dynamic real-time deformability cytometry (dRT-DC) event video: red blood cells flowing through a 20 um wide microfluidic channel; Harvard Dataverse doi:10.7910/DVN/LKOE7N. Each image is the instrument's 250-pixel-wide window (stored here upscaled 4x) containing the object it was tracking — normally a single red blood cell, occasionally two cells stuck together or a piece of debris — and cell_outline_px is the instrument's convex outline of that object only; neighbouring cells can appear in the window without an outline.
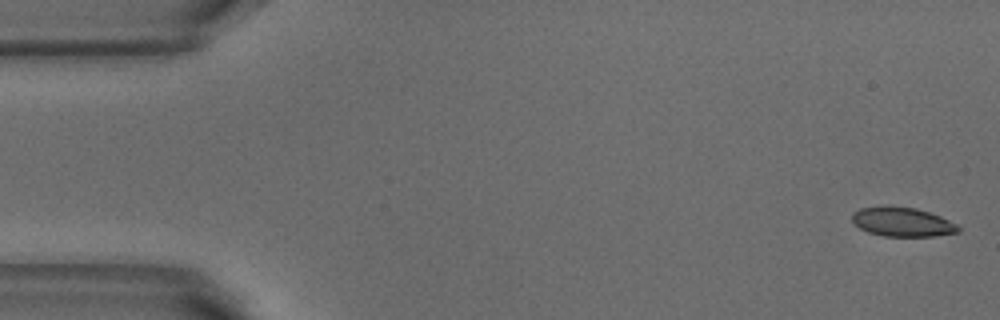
{"species": "common noctule bat (a hibernating species)", "species_latin": "Nyctalus noctula", "temperature_condition": "warm", "stored_images_in_passage": 6, "camera_frame_rate_fps": 3000, "um_per_image_px": 0.085, "animal": {"sex": "male", "body_mass_g": 18.8}, "frame": {"image": 1, "passage_image": 1, "time_ms": 0.0, "image_size_px": [1000, 320], "cell_outline_px": [[960, 232], [932, 236], [884, 236], [868, 232], [852, 224], [852, 212], [860, 208], [880, 204], [916, 208], [940, 216], [956, 224], [960, 228]], "centroid_in_image_um": [76.63, 18.84], "position_along_channel_um": 8.4, "area_um2": 18.38}}
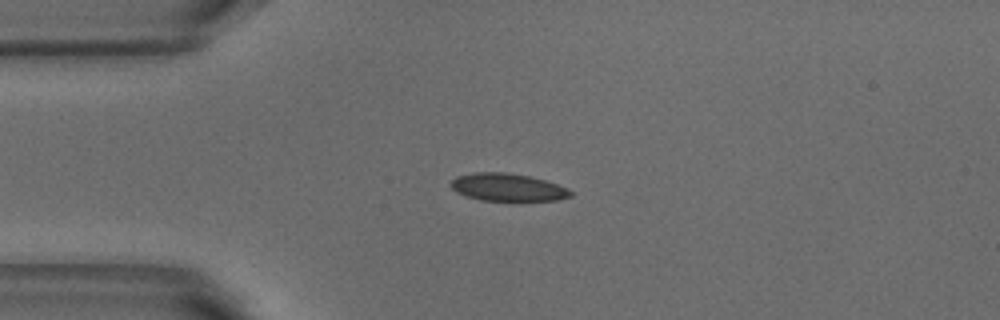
{"frame": {"image": 2, "passage_image": 4, "time_ms": 1.0, "image_size_px": [1000, 320], "cell_outline_px": [[572, 196], [556, 200], [480, 200], [456, 192], [448, 184], [456, 176], [472, 172], [504, 172], [528, 176], [544, 180], [568, 188], [572, 192]], "centroid_in_image_um": [43.11, 15.91], "position_along_channel_um": 41.9, "area_um2": 19.13}}
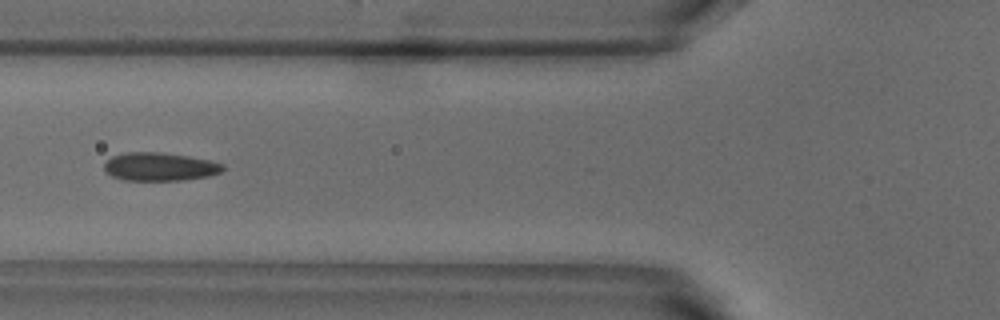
{"frame": {"image": 3, "passage_image": 6, "time_ms": 1.667, "image_size_px": [1000, 320], "cell_outline_px": [[224, 168], [220, 172], [208, 176], [184, 180], [124, 180], [112, 176], [104, 172], [104, 164], [112, 156], [128, 152], [156, 152], [188, 156], [208, 160], [224, 164]], "centroid_in_image_um": [13.55, 14.17], "position_along_channel_um": 112.2, "area_um2": 19.42}}